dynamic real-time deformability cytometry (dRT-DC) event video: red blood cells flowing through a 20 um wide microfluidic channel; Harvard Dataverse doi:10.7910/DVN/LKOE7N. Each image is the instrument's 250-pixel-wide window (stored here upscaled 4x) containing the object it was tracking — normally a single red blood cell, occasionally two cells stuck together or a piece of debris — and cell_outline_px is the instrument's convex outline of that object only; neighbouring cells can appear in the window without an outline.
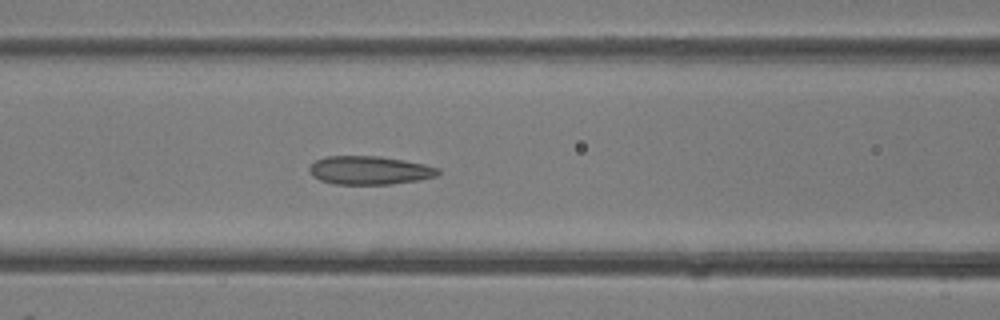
{"species": "common noctule bat (a hibernating species)", "species_latin": "Nyctalus noctula", "temperature_condition": "room temperature", "stored_images_in_passage": 24, "camera_frame_rate_fps": 3000, "um_per_image_px": 0.085, "animal": {"sex": "female"}, "frame": {"image": 1, "passage_image": 5, "time_ms": 1.333, "image_size_px": [1000, 320], "cell_outline_px": [[440, 172], [436, 176], [420, 180], [392, 184], [336, 184], [320, 180], [312, 176], [308, 172], [308, 168], [316, 160], [324, 156], [380, 156], [404, 160], [424, 164], [440, 168]], "centroid_in_image_um": [31.41, 14.47], "position_along_channel_um": 135.2, "area_um2": 21.5}}
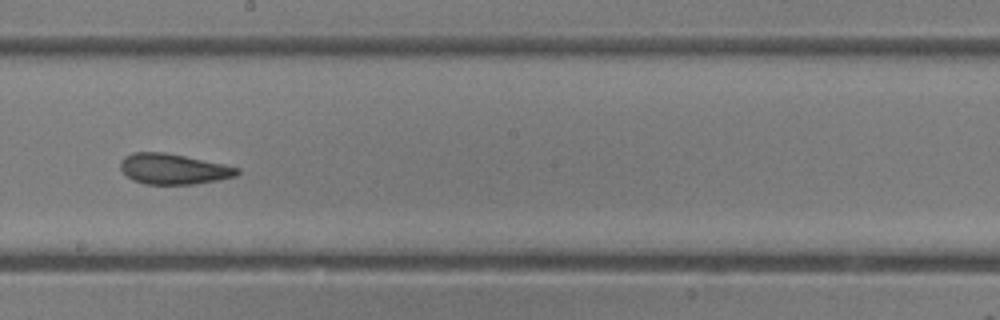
{"frame": {"image": 2, "passage_image": 11, "time_ms": 3.333, "image_size_px": [1000, 320], "cell_outline_px": [[240, 172], [236, 176], [196, 184], [144, 184], [132, 180], [120, 168], [120, 160], [124, 156], [132, 152], [164, 152], [224, 164], [240, 168]], "centroid_in_image_um": [14.72, 14.36], "position_along_channel_um": 233.5, "area_um2": 20.75}}
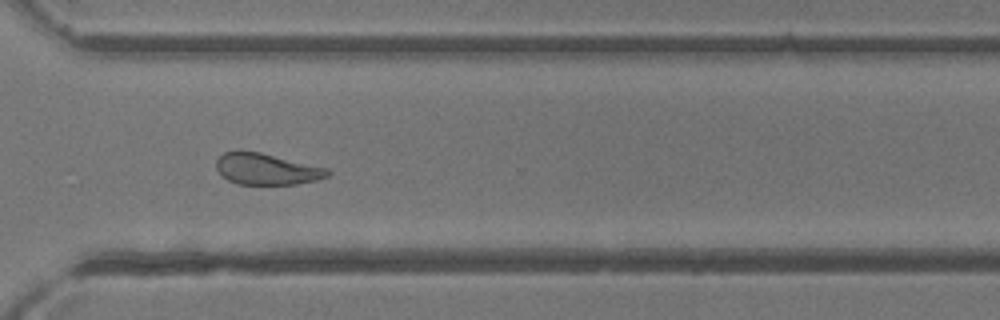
{"frame": {"image": 3, "passage_image": 18, "time_ms": 5.667, "image_size_px": [1000, 320], "cell_outline_px": [[332, 172], [328, 176], [316, 180], [296, 184], [236, 184], [228, 180], [216, 168], [216, 160], [224, 152], [240, 148], [260, 152], [328, 168]], "centroid_in_image_um": [22.64, 14.34], "position_along_channel_um": 348.0, "area_um2": 20.58}}